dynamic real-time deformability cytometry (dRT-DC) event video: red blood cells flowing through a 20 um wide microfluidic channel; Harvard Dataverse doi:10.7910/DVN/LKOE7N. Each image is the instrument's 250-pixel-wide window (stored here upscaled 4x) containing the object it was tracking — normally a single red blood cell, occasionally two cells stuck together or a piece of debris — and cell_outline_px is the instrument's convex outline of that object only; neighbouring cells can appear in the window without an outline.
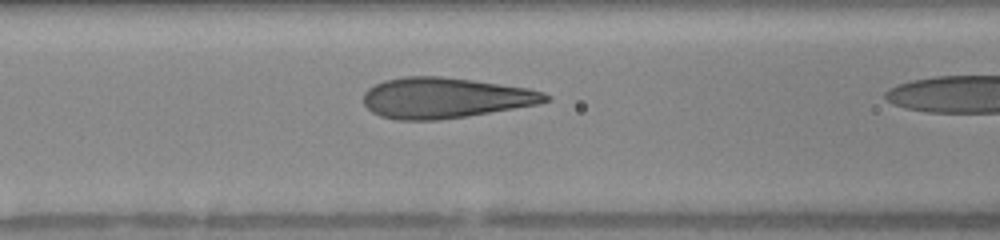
{"species": "human", "species_latin": "Homo sapiens", "temperature_condition": "warm", "stored_images_in_passage": 6, "camera_frame_rate_fps": 3000, "um_per_image_px": 0.085, "donor": {"sex": "female"}, "frame": {"image": 1, "passage_image": 5, "time_ms": 2.0, "image_size_px": [1000, 240], "cell_outline_px": [[552, 100], [536, 104], [464, 116], [436, 120], [396, 120], [380, 116], [372, 112], [364, 104], [364, 92], [368, 88], [384, 80], [404, 76], [440, 76], [472, 80], [528, 88], [544, 92], [552, 96]], "centroid_in_image_um": [37.81, 8.31], "position_along_channel_um": 128.8, "area_um2": 42.83}}